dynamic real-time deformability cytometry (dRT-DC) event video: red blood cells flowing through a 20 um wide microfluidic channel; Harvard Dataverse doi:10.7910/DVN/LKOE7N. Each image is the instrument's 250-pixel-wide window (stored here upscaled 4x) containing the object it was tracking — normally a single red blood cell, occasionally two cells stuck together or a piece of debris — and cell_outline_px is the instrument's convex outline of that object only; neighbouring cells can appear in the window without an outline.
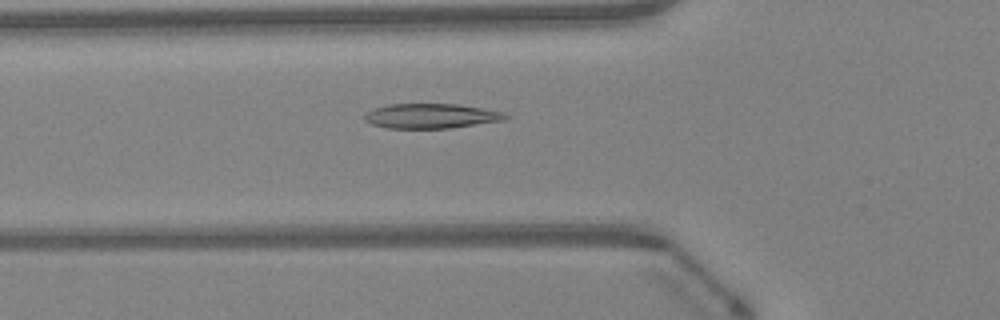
{"species": "Egyptian fruit bat (a non-hibernating species)", "species_latin": "Rousettus aegyptiacus", "temperature_condition": "warm", "stored_images_in_passage": 47, "camera_frame_rate_fps": 3000, "um_per_image_px": 0.085, "animal": {"sex": "female"}, "frame": {"image": 1, "passage_image": 17, "time_ms": 5.333, "image_size_px": [1000, 320], "cell_outline_px": [[508, 116], [504, 120], [448, 128], [388, 128], [372, 124], [364, 120], [364, 112], [372, 108], [388, 104], [456, 104], [504, 112]], "centroid_in_image_um": [36.56, 9.85], "position_along_channel_um": 89.2, "area_um2": 20.23}}
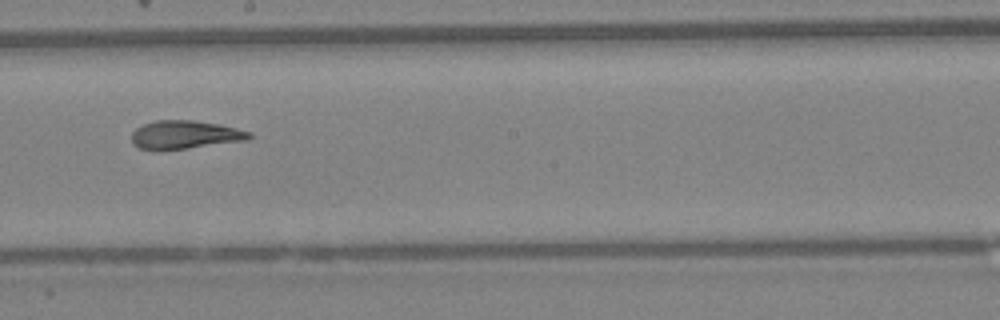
{"frame": {"image": 2, "passage_image": 27, "time_ms": 8.667, "image_size_px": [1000, 320], "cell_outline_px": [[252, 136], [248, 140], [160, 152], [152, 152], [140, 148], [132, 144], [132, 132], [136, 128], [144, 124], [156, 120], [192, 120], [220, 124], [252, 132]], "centroid_in_image_um": [15.69, 11.48], "position_along_channel_um": 232.5, "area_um2": 19.94}}
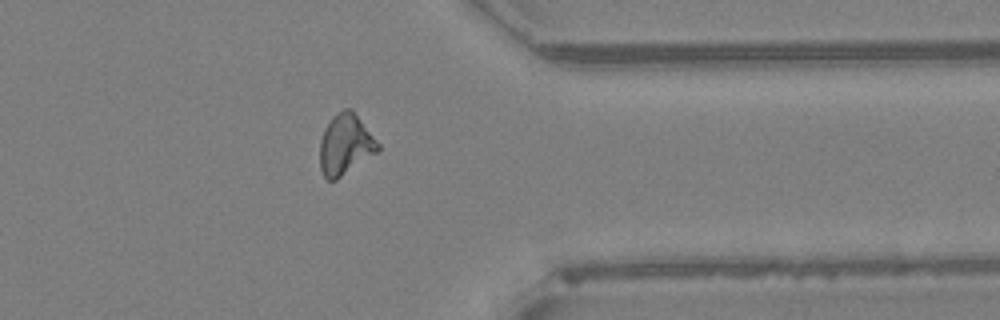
{"frame": {"image": 3, "passage_image": 38, "time_ms": 12.333, "image_size_px": [1000, 320], "cell_outline_px": [[380, 148], [376, 152], [336, 180], [328, 180], [324, 176], [320, 168], [320, 140], [324, 128], [332, 116], [344, 108], [352, 108], [380, 144]], "centroid_in_image_um": [29.34, 12.26], "position_along_channel_um": 382.1, "area_um2": 20.46}, "authors_computed_cell_mechanics": {"area_um2": 19.941, "velocity_mm_per_s": 4.3134, "shape_relaxation_time_tau1_ms": null, "shape_relaxation_time_tau2_ms": 1.6824, "deformation_change_tau1": null, "deformation_change_tau2": 0.0822}}